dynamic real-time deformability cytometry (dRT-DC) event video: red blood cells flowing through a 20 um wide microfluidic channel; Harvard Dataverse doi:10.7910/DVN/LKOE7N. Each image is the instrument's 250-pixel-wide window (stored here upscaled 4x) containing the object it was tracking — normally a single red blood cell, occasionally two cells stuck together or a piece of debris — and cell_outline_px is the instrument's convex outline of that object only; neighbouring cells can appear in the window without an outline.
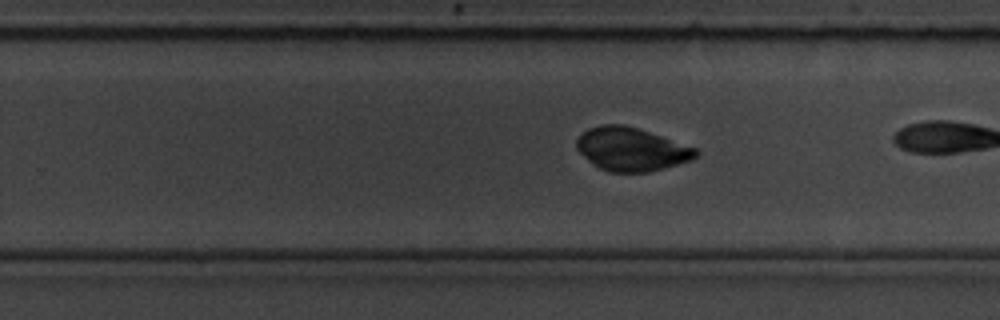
{"species": "common noctule bat (a hibernating species)", "species_latin": "Nyctalus noctula", "temperature_condition": "room temperature", "stored_images_in_passage": 25, "camera_frame_rate_fps": 3000, "um_per_image_px": 0.085, "animal": {"sex": "male", "body_mass_g": 19.5, "forearm_length_mm": 54.6}, "frame": {"image": 1, "passage_image": 18, "time_ms": 5.667, "image_size_px": [1000, 320], "cell_outline_px": [[700, 152], [692, 160], [664, 168], [648, 172], [608, 172], [592, 164], [576, 148], [576, 140], [588, 128], [600, 124], [624, 124], [696, 148]], "centroid_in_image_um": [53.64, 12.69], "position_along_channel_um": 276.2, "area_um2": 29.88}}